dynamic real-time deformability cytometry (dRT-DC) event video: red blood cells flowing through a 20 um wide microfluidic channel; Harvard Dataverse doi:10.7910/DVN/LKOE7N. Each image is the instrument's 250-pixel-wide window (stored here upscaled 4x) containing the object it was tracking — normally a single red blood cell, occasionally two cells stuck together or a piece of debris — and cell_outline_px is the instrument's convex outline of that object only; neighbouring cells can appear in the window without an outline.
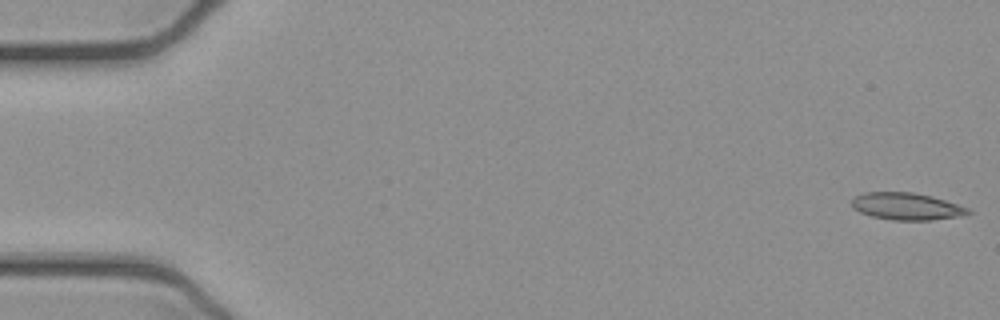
{"species": "common noctule bat (a hibernating species)", "species_latin": "Nyctalus noctula", "temperature_condition": "cold", "stored_images_in_passage": 10, "camera_frame_rate_fps": 3000, "um_per_image_px": 0.085, "animal": {"sex": "female", "body_mass_g": 21.9}, "frame": {"image": 1, "passage_image": 1, "time_ms": 0.0, "image_size_px": [1000, 320], "cell_outline_px": [[972, 212], [960, 216], [932, 220], [892, 220], [872, 216], [860, 212], [852, 208], [852, 200], [856, 196], [864, 192], [912, 192], [932, 196], [968, 208]], "centroid_in_image_um": [77.04, 17.54], "position_along_channel_um": 8.0, "area_um2": 18.26}}